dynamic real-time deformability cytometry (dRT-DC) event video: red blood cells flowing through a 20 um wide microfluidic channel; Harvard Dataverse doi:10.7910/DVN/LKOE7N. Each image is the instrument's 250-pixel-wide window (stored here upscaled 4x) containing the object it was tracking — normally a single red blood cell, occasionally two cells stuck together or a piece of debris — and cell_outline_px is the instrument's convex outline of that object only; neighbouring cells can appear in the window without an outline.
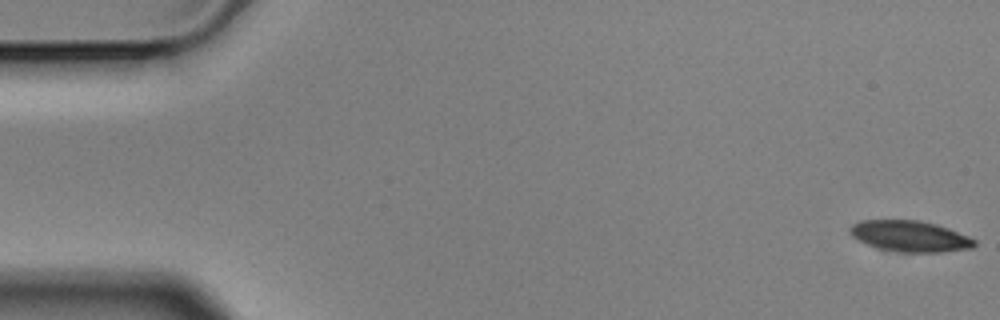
{"species": "Egyptian fruit bat (a non-hibernating species)", "species_latin": "Rousettus aegyptiacus", "temperature_condition": "cold", "stored_images_in_passage": 5, "camera_frame_rate_fps": 3000, "um_per_image_px": 0.085, "animal": {"sex": "male"}, "frame": {"image": 1, "passage_image": 1, "time_ms": 0.0, "image_size_px": [1000, 320], "cell_outline_px": [[976, 244], [972, 248], [940, 252], [896, 252], [880, 248], [868, 244], [852, 236], [848, 228], [852, 224], [860, 220], [916, 220], [936, 224], [948, 228], [968, 236], [976, 240]], "centroid_in_image_um": [77.35, 20.07], "position_along_channel_um": 7.7, "area_um2": 22.37}}